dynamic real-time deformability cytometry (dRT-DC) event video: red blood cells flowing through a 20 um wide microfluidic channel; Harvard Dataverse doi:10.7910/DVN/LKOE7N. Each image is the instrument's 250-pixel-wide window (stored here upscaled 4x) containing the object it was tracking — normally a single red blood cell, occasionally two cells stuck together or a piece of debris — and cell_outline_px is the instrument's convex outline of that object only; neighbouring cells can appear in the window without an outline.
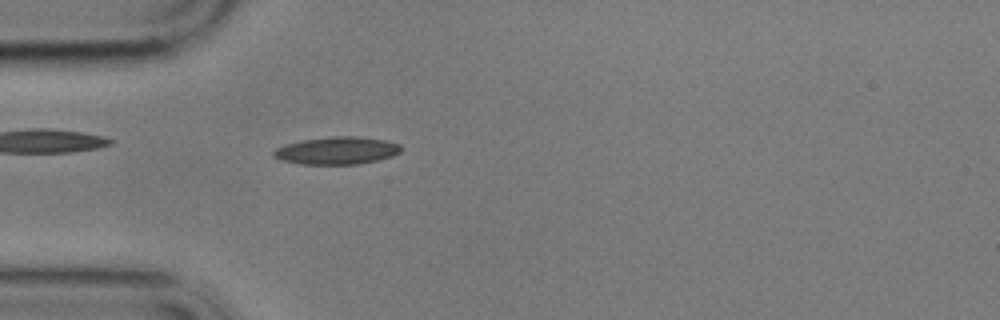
{"species": "common noctule bat (a hibernating species)", "species_latin": "Nyctalus noctula", "temperature_condition": "cold", "stored_images_in_passage": 3, "camera_frame_rate_fps": 3000, "um_per_image_px": 0.085, "animal": {"sex": "male", "body_mass_g": 17.9}, "frame": {"image": 1, "passage_image": 3, "time_ms": 3.333, "image_size_px": [1000, 320], "cell_outline_px": [[404, 148], [400, 152], [392, 156], [360, 164], [300, 164], [280, 160], [272, 156], [272, 152], [276, 148], [288, 144], [304, 140], [336, 136], [356, 136], [384, 140], [400, 144]], "centroid_in_image_um": [28.65, 12.81], "position_along_channel_um": 56.4, "area_um2": 20.35}}